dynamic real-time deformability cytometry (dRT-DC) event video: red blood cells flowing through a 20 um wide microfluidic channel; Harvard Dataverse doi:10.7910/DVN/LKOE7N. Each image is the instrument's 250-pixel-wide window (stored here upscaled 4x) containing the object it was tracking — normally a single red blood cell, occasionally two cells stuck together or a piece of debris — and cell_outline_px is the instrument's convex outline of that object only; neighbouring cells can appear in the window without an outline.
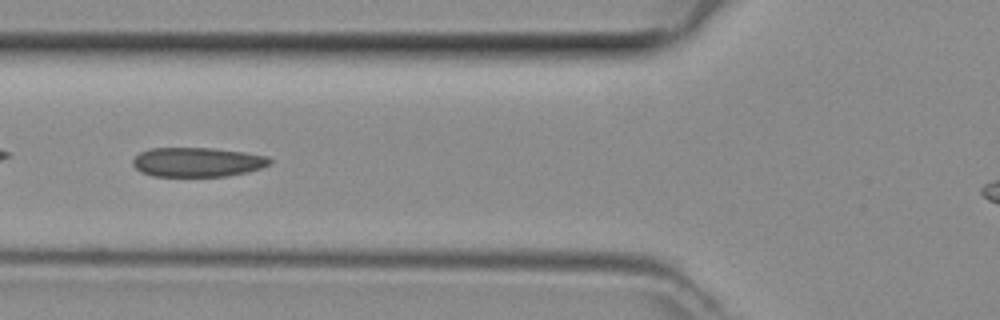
{"species": "common noctule bat (a hibernating species)", "species_latin": "Nyctalus noctula", "temperature_condition": "room temperature", "stored_images_in_passage": 29, "camera_frame_rate_fps": 3000, "um_per_image_px": 0.085, "animal": {"sex": "female", "body_mass_g": 29.2, "forearm_length_mm": 56.3}, "frame": {"image": 1, "passage_image": 4, "time_ms": 1.0, "image_size_px": [1000, 320], "cell_outline_px": [[272, 160], [268, 164], [260, 168], [248, 172], [228, 176], [152, 176], [140, 172], [132, 164], [132, 160], [140, 152], [152, 148], [212, 148], [244, 152], [268, 156]], "centroid_in_image_um": [16.76, 13.78], "position_along_channel_um": 109.0, "area_um2": 23.47}}
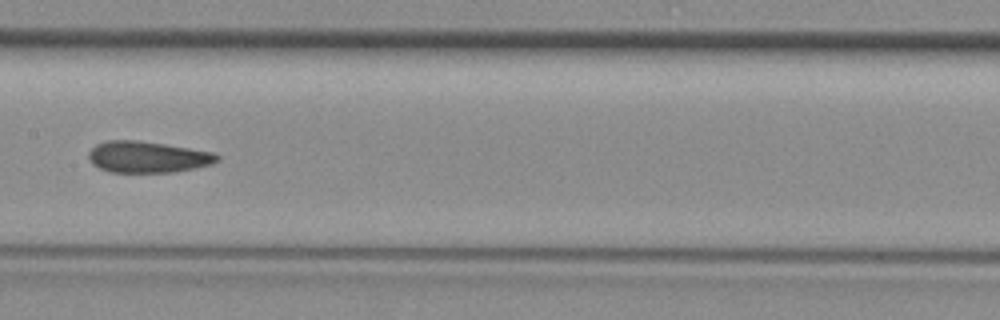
{"frame": {"image": 2, "passage_image": 10, "time_ms": 3.0, "image_size_px": [1000, 320], "cell_outline_px": [[220, 160], [212, 164], [172, 172], [108, 172], [92, 164], [88, 160], [88, 152], [96, 144], [108, 140], [136, 140], [164, 144], [212, 152], [220, 156]], "centroid_in_image_um": [12.51, 13.34], "position_along_channel_um": 194.9, "area_um2": 23.41}}
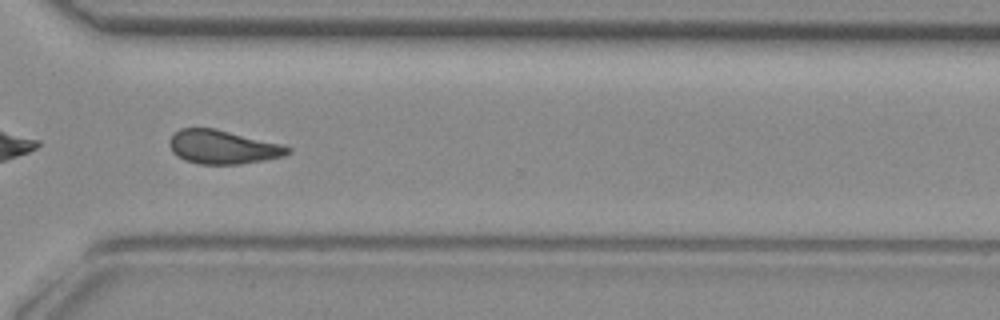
{"frame": {"image": 3, "passage_image": 21, "time_ms": 6.667, "image_size_px": [1000, 320], "cell_outline_px": [[292, 152], [284, 156], [264, 160], [240, 164], [200, 164], [184, 160], [176, 156], [172, 152], [168, 144], [168, 140], [172, 132], [180, 128], [216, 128], [284, 144], [292, 148]], "centroid_in_image_um": [18.93, 12.48], "position_along_channel_um": 351.7, "area_um2": 23.81}}